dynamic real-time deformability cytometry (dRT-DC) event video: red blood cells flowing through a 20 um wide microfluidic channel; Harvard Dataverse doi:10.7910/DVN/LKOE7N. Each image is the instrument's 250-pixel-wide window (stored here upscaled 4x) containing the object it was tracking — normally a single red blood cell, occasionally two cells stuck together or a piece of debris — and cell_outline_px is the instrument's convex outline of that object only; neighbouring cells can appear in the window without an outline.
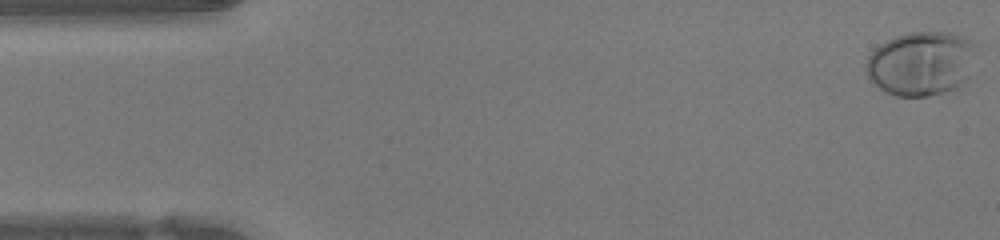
{"species": "human", "species_latin": "Homo sapiens", "temperature_condition": "warm", "stored_images_in_passage": 48, "camera_frame_rate_fps": 3000, "um_per_image_px": 0.085, "donor": {"sex": "female"}, "frame": {"image": 1, "passage_image": 1, "time_ms": 0.0, "image_size_px": [1000, 240], "cell_outline_px": [[976, 44], [972, 76], [964, 84], [956, 88], [944, 92], [928, 96], [896, 96], [884, 92], [868, 80], [864, 72], [864, 68], [868, 56], [880, 44], [896, 36], [908, 32], [952, 32], [964, 36]], "centroid_in_image_um": [78.31, 5.41], "position_along_channel_um": 6.7, "area_um2": 42.19}}
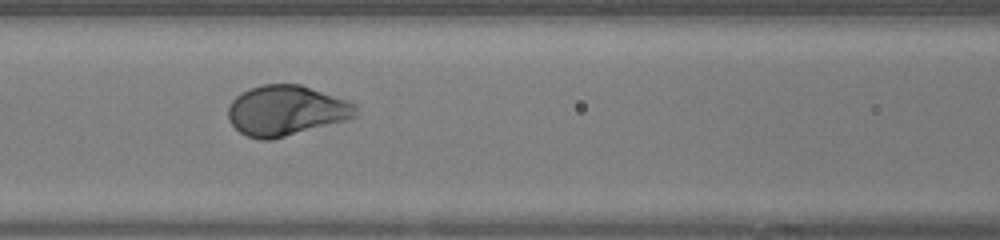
{"frame": {"image": 2, "passage_image": 20, "time_ms": 6.333, "image_size_px": [1000, 240], "cell_outline_px": [[356, 116], [344, 120], [272, 140], [260, 140], [248, 136], [240, 132], [228, 120], [228, 108], [232, 100], [236, 96], [248, 88], [264, 84], [300, 84], [356, 104]], "centroid_in_image_um": [24.27, 9.4], "position_along_channel_um": 142.3, "area_um2": 36.99}}
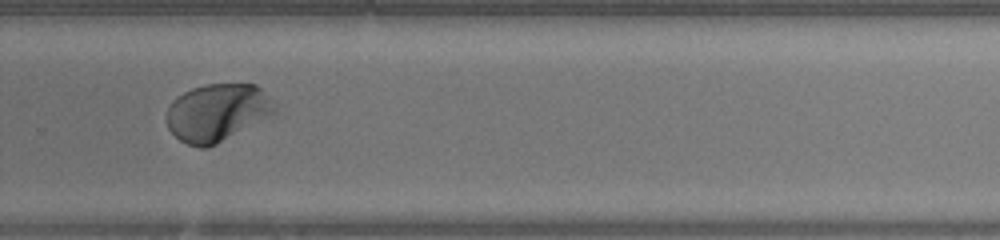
{"frame": {"image": 3, "passage_image": 32, "time_ms": 10.333, "image_size_px": [1000, 240], "cell_outline_px": [[276, 112], [216, 144], [208, 148], [200, 148], [188, 144], [180, 140], [168, 128], [168, 108], [172, 100], [176, 96], [192, 88], [204, 84], [256, 84], [272, 100], [276, 108]], "centroid_in_image_um": [18.44, 9.55], "position_along_channel_um": 311.4, "area_um2": 35.84}, "authors_computed_cell_mechanics": {"area_um2": 36.992, "velocity_mm_per_s": 4.2443, "shape_relaxation_time_tau1_ms": 2.5633, "shape_relaxation_time_tau2_ms": null, "deformation_change_tau1": 0.1751, "deformation_change_tau2": null}}